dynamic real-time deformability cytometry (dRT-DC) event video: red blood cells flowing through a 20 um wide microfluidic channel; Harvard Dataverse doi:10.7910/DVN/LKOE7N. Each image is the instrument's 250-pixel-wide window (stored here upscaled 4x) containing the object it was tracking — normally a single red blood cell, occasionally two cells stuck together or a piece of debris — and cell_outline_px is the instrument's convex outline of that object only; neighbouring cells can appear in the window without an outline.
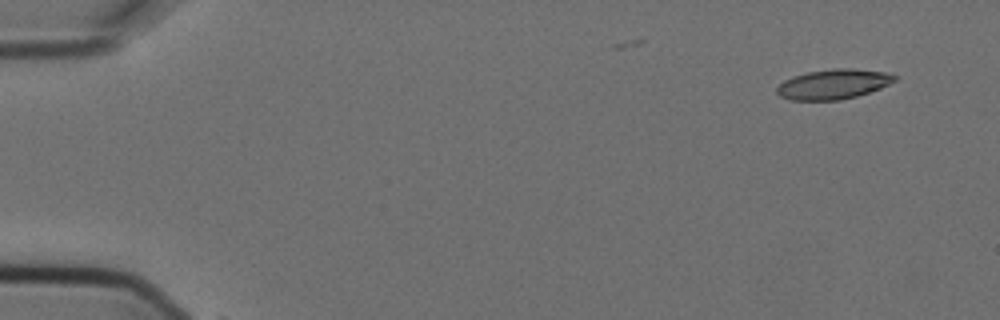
{"species": "Egyptian fruit bat (a non-hibernating species)", "species_latin": "Rousettus aegyptiacus", "temperature_condition": "cold", "stored_images_in_passage": 5, "camera_frame_rate_fps": 3000, "um_per_image_px": 0.085, "animal": {"sex": "female"}, "frame": {"image": 1, "passage_image": 1, "time_ms": 0.0, "image_size_px": [1000, 320], "cell_outline_px": [[896, 80], [880, 88], [856, 96], [840, 100], [788, 100], [780, 96], [776, 92], [776, 88], [784, 80], [792, 76], [808, 72], [832, 68], [848, 68], [884, 72], [896, 76]], "centroid_in_image_um": [70.78, 7.16], "position_along_channel_um": 14.2, "area_um2": 20.4}}
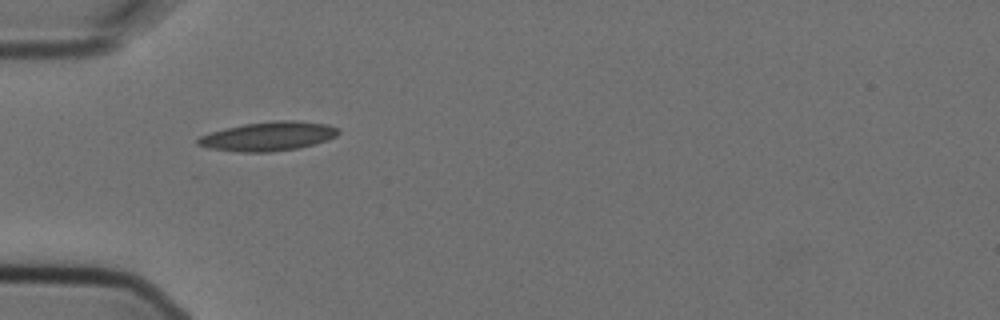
{"frame": {"image": 2, "passage_image": 4, "time_ms": 1.0, "image_size_px": [1000, 320], "cell_outline_px": [[340, 132], [336, 136], [328, 140], [316, 144], [296, 148], [272, 152], [240, 152], [208, 148], [196, 144], [196, 140], [200, 136], [224, 128], [244, 124], [276, 120], [296, 120], [328, 124], [340, 128]], "centroid_in_image_um": [22.84, 11.58], "position_along_channel_um": 62.2, "area_um2": 23.99}}
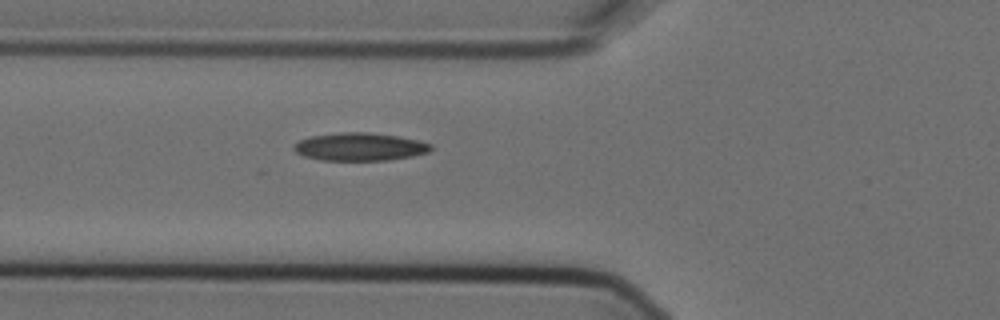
{"frame": {"image": 3, "passage_image": 5, "time_ms": 1.333, "image_size_px": [1000, 320], "cell_outline_px": [[432, 148], [428, 152], [412, 156], [388, 160], [320, 160], [304, 156], [296, 152], [292, 148], [292, 144], [300, 140], [312, 136], [340, 132], [368, 132], [396, 136], [420, 140], [432, 144]], "centroid_in_image_um": [30.57, 12.47], "position_along_channel_um": 95.2, "area_um2": 22.31}}